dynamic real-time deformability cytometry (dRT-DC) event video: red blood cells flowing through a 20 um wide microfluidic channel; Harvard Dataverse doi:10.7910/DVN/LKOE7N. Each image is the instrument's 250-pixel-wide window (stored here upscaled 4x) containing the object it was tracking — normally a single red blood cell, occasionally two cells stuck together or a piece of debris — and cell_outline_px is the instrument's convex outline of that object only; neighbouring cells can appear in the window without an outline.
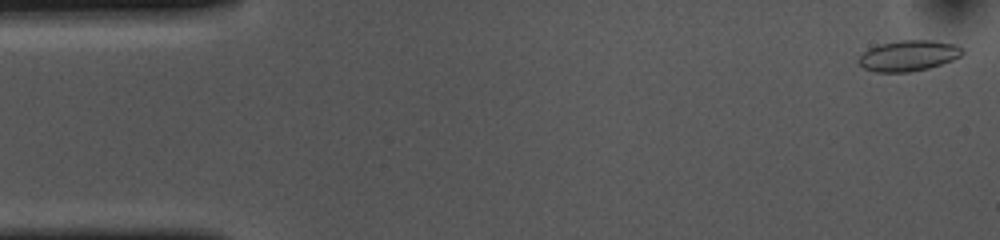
{"species": "common noctule bat (a hibernating species)", "species_latin": "Nyctalus noctula", "temperature_condition": "cold", "stored_images_in_passage": 53, "camera_frame_rate_fps": 3000, "um_per_image_px": 0.085, "animal": {"sex": "female", "body_mass_g": 10.0, "forearm_length_mm": 53.1}, "frame": {"image": 1, "passage_image": 1, "time_ms": 0.0, "image_size_px": [1000, 240], "cell_outline_px": [[964, 52], [960, 56], [952, 60], [928, 68], [908, 72], [876, 72], [864, 68], [860, 64], [860, 56], [868, 48], [880, 44], [900, 40], [932, 40], [956, 44]], "centroid_in_image_um": [77.23, 4.72], "position_along_channel_um": 7.8, "area_um2": 18.38}}
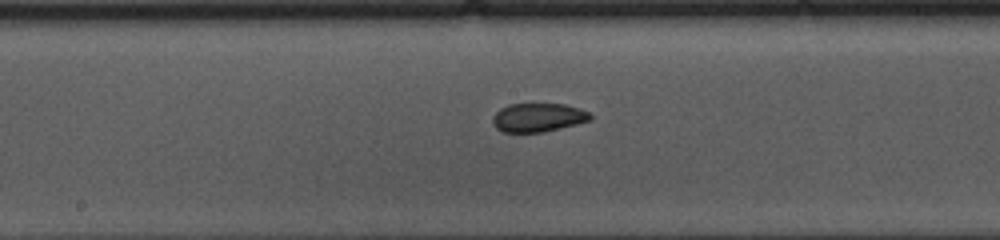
{"frame": {"image": 2, "passage_image": 26, "time_ms": 8.333, "image_size_px": [1000, 240], "cell_outline_px": [[592, 120], [544, 132], [504, 132], [496, 128], [492, 124], [492, 116], [500, 108], [508, 104], [564, 104], [592, 112]], "centroid_in_image_um": [45.74, 9.98], "position_along_channel_um": 202.5, "area_um2": 16.47}}
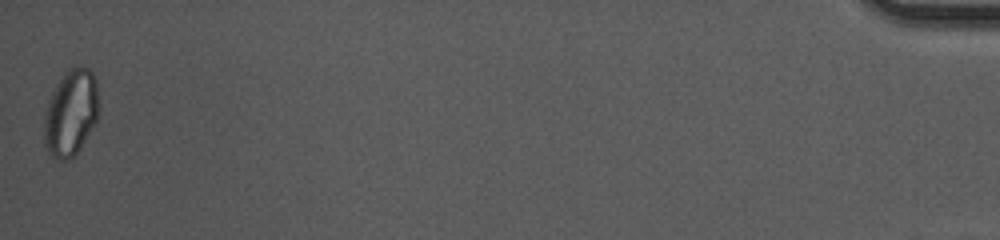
{"frame": {"image": 3, "passage_image": 53, "time_ms": 17.333, "image_size_px": [1000, 240], "cell_outline_px": [[100, 108], [96, 120], [80, 148], [68, 160], [60, 160], [52, 156], [48, 152], [44, 144], [44, 112], [48, 100], [60, 76], [68, 68], [88, 68], [92, 72], [96, 80]], "centroid_in_image_um": [6.01, 9.57], "position_along_channel_um": 429.2, "area_um2": 27.63}, "authors_computed_cell_mechanics": {"area_um2": 17.629, "velocity_mm_per_s": 3.6565, "shape_relaxation_time_tau1_ms": 8.1534, "shape_relaxation_time_tau2_ms": 2.2281, "deformation_change_tau1": 0.1184, "deformation_change_tau2": 0.0556}}